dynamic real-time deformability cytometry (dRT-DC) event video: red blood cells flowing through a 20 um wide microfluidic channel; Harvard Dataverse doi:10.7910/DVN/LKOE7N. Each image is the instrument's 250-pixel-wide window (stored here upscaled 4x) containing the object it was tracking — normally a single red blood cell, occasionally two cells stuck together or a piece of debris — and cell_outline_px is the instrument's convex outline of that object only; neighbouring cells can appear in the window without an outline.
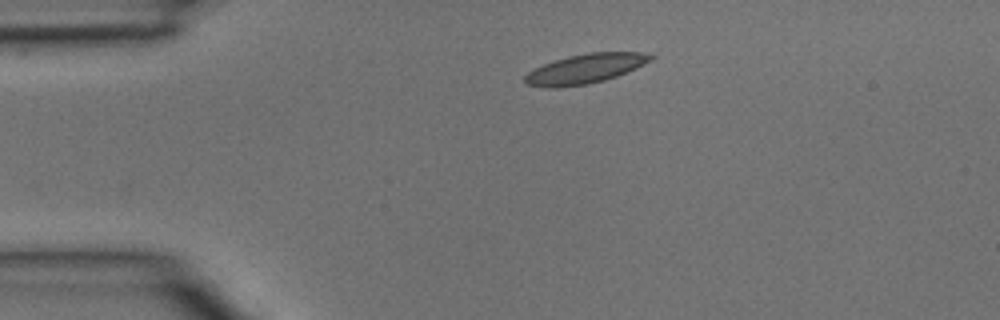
{"species": "common noctule bat (a hibernating species)", "species_latin": "Nyctalus noctula", "temperature_condition": "room temperature", "stored_images_in_passage": 32, "camera_frame_rate_fps": 3000, "um_per_image_px": 0.085, "animal": {"sex": "male", "body_mass_g": 15.6}, "frame": {"image": 1, "passage_image": 1, "time_ms": 0.0, "image_size_px": [1000, 320], "cell_outline_px": [[656, 56], [652, 60], [636, 68], [616, 76], [604, 80], [588, 84], [556, 88], [552, 88], [528, 84], [524, 80], [524, 76], [528, 72], [544, 64], [568, 56], [588, 52], [640, 52]], "centroid_in_image_um": [49.77, 5.83], "position_along_channel_um": 35.2, "area_um2": 21.44}}
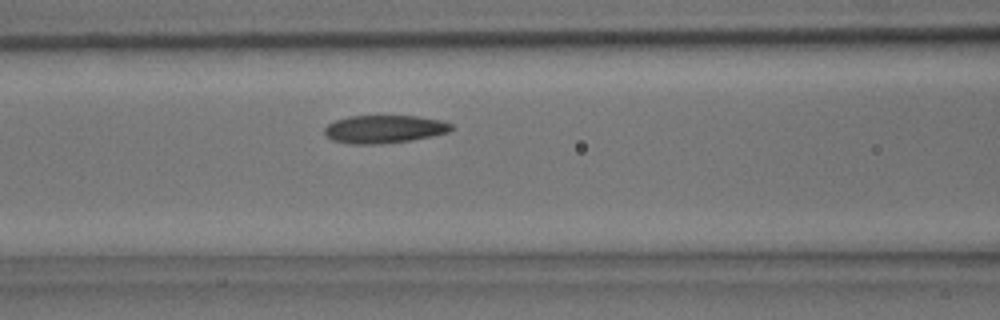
{"frame": {"image": 2, "passage_image": 9, "time_ms": 2.667, "image_size_px": [1000, 320], "cell_outline_px": [[452, 128], [448, 132], [432, 136], [412, 140], [380, 144], [348, 144], [332, 140], [324, 136], [324, 128], [328, 124], [336, 120], [348, 116], [416, 116], [440, 120], [452, 124]], "centroid_in_image_um": [32.61, 10.98], "position_along_channel_um": 134.0, "area_um2": 20.75}}
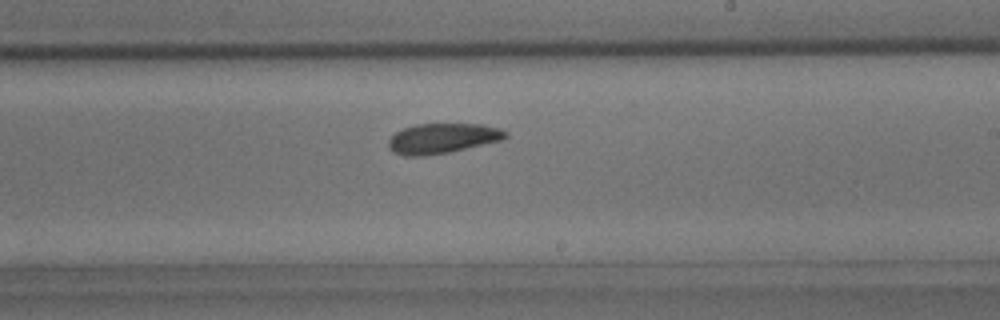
{"frame": {"image": 3, "passage_image": 16, "time_ms": 5.0, "image_size_px": [1000, 320], "cell_outline_px": [[508, 136], [504, 140], [448, 152], [420, 156], [404, 156], [392, 152], [388, 148], [388, 140], [396, 132], [404, 128], [416, 124], [484, 124], [500, 128], [508, 132]], "centroid_in_image_um": [37.62, 11.76], "position_along_channel_um": 251.4, "area_um2": 20.63}}